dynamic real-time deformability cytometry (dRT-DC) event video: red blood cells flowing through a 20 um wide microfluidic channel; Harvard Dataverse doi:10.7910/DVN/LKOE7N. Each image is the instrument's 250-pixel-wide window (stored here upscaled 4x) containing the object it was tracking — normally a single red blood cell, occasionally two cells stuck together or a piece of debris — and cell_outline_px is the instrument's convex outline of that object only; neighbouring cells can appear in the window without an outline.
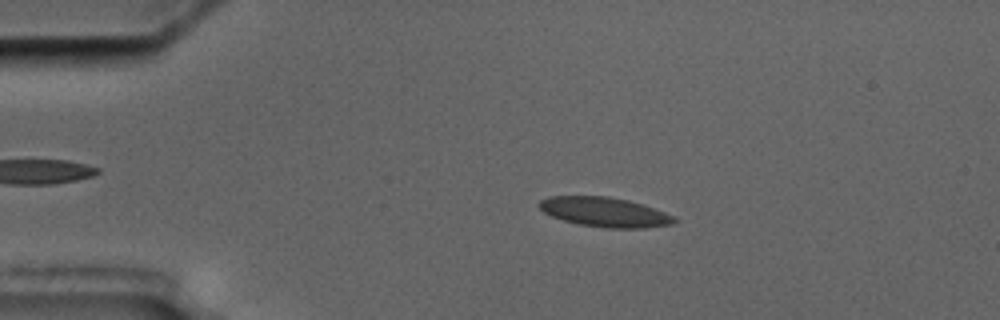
{"species": "common noctule bat (a hibernating species)", "species_latin": "Nyctalus noctula", "temperature_condition": "cold", "stored_images_in_passage": 8, "camera_frame_rate_fps": 3000, "um_per_image_px": 0.085, "animal": {"sex": "male", "body_mass_g": 17.5, "forearm_length_mm": 52.3}, "frame": {"image": 1, "passage_image": 3, "time_ms": 2.333, "image_size_px": [1000, 320], "cell_outline_px": [[676, 220], [672, 224], [644, 228], [608, 228], [580, 224], [564, 220], [552, 216], [544, 212], [536, 204], [540, 200], [548, 196], [608, 196], [628, 200], [664, 212], [672, 216]], "centroid_in_image_um": [51.34, 18.02], "position_along_channel_um": 33.7, "area_um2": 23.0}}
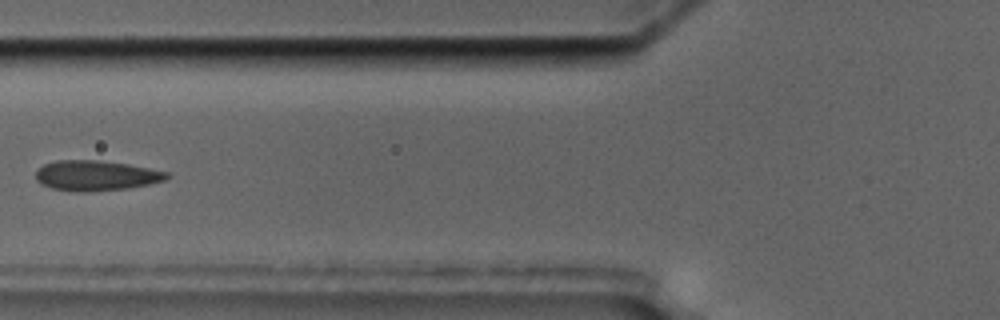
{"frame": {"image": 2, "passage_image": 6, "time_ms": 6.0, "image_size_px": [1000, 320], "cell_outline_px": [[172, 176], [164, 180], [148, 184], [128, 188], [88, 192], [76, 192], [52, 188], [40, 184], [36, 180], [36, 172], [44, 164], [56, 160], [96, 160], [128, 164], [168, 172]], "centroid_in_image_um": [8.15, 14.93], "position_along_channel_um": 117.6, "area_um2": 23.06}}
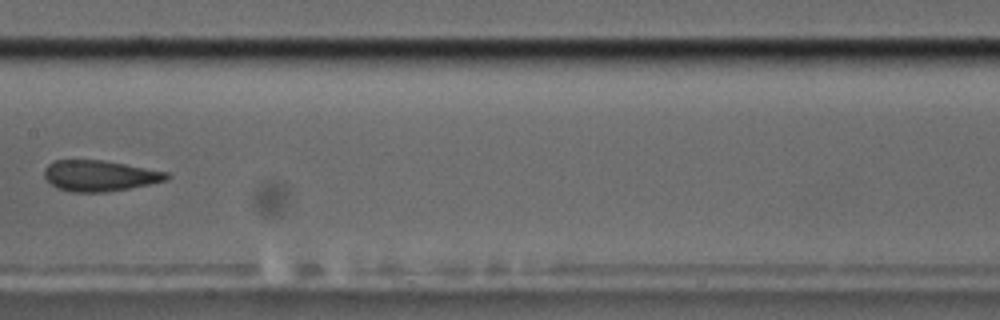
{"frame": {"image": 3, "passage_image": 8, "time_ms": 8.333, "image_size_px": [1000, 320], "cell_outline_px": [[172, 176], [168, 180], [128, 188], [104, 192], [72, 192], [56, 188], [44, 176], [44, 168], [48, 164], [56, 160], [104, 160], [168, 172]], "centroid_in_image_um": [8.47, 14.93], "position_along_channel_um": 198.9, "area_um2": 21.96}}